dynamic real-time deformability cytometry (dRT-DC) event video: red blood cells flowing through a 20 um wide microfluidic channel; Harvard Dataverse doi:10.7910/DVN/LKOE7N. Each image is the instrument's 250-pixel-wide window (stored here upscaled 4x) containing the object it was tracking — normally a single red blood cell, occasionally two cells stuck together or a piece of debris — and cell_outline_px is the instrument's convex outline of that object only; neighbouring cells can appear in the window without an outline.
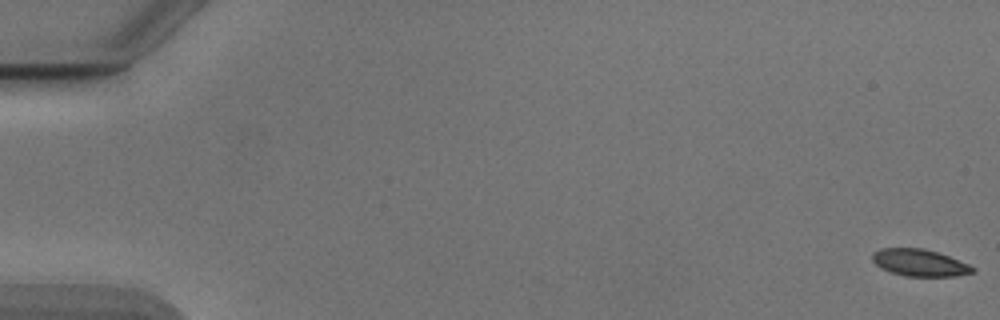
{"species": "Egyptian fruit bat (a non-hibernating species)", "species_latin": "Rousettus aegyptiacus", "temperature_condition": "cold", "stored_images_in_passage": 54, "camera_frame_rate_fps": 3000, "um_per_image_px": 0.085, "animal": {"sex": "male"}, "frame": {"image": 1, "passage_image": 1, "time_ms": 0.0, "image_size_px": [1000, 320], "cell_outline_px": [[976, 272], [956, 276], [904, 276], [880, 268], [872, 260], [872, 252], [880, 248], [924, 248], [948, 256], [968, 264], [976, 268]], "centroid_in_image_um": [78.16, 22.33], "position_along_channel_um": 6.8, "area_um2": 15.78}}
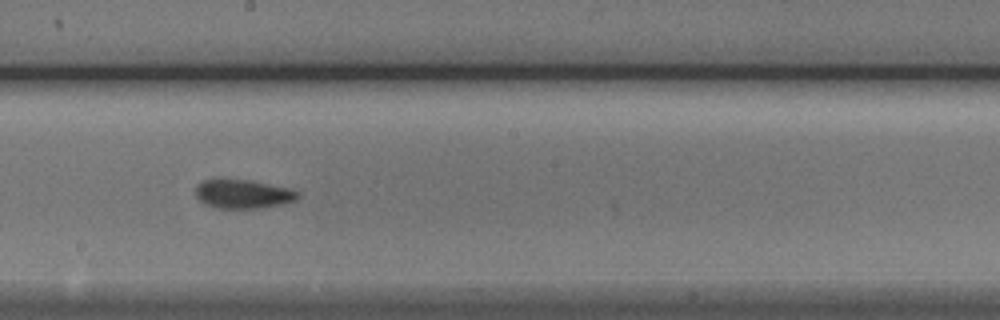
{"frame": {"image": 2, "passage_image": 31, "time_ms": 10.0, "image_size_px": [1000, 320], "cell_outline_px": [[300, 196], [296, 200], [284, 204], [260, 208], [216, 208], [204, 204], [196, 196], [196, 184], [204, 180], [224, 176], [248, 180], [292, 188], [300, 192]], "centroid_in_image_um": [20.65, 16.45], "position_along_channel_um": 227.6, "area_um2": 17.92}}
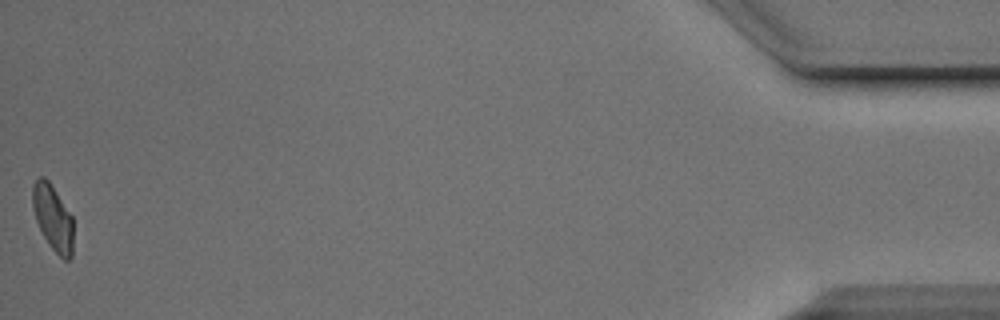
{"frame": {"image": 3, "passage_image": 54, "time_ms": 17.667, "image_size_px": [1000, 320], "cell_outline_px": [[72, 256], [68, 260], [64, 260], [48, 244], [36, 220], [32, 204], [32, 184], [40, 176], [44, 176], [48, 180], [72, 216]], "centroid_in_image_um": [4.48, 18.49], "position_along_channel_um": 430.7, "area_um2": 15.37}, "authors_computed_cell_mechanics": {"area_um2": 16.8198, "velocity_mm_per_s": 3.876, "shape_relaxation_time_tau1_ms": 3.1486, "shape_relaxation_time_tau2_ms": 1.1718, "deformation_change_tau1": 0.1051, "deformation_change_tau2": 0.0616}}